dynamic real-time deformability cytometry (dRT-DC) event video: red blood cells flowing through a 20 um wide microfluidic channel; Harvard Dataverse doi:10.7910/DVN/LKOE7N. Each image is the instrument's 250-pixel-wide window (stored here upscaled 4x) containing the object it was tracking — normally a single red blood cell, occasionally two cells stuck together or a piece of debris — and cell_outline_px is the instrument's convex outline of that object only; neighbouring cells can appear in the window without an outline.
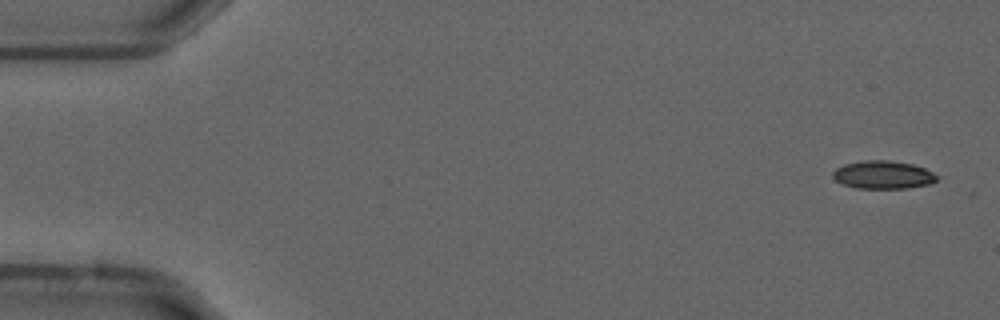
{"species": "common noctule bat (a hibernating species)", "species_latin": "Nyctalus noctula", "temperature_condition": "cold", "stored_images_in_passage": 54, "camera_frame_rate_fps": 3000, "um_per_image_px": 0.085, "animal": {"sex": "male", "forearm_length_mm": 52.5}, "frame": {"image": 1, "passage_image": 2, "time_ms": 0.333, "image_size_px": [1000, 320], "cell_outline_px": [[936, 180], [932, 184], [908, 188], [856, 188], [844, 184], [836, 180], [832, 176], [832, 172], [836, 168], [844, 164], [864, 160], [888, 160], [912, 164], [924, 168], [932, 172], [936, 176]], "centroid_in_image_um": [75.05, 14.86], "position_along_channel_um": 9.9, "area_um2": 16.94}}
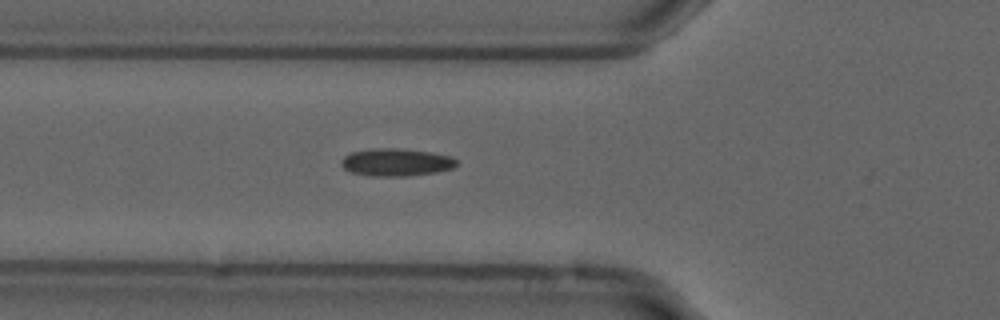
{"frame": {"image": 2, "passage_image": 19, "time_ms": 6.0, "image_size_px": [1000, 320], "cell_outline_px": [[456, 164], [452, 168], [436, 172], [408, 176], [372, 176], [352, 172], [344, 168], [340, 164], [344, 156], [352, 152], [372, 148], [400, 148], [432, 152], [452, 156], [456, 160]], "centroid_in_image_um": [33.68, 13.78], "position_along_channel_um": 92.1, "area_um2": 18.55}}
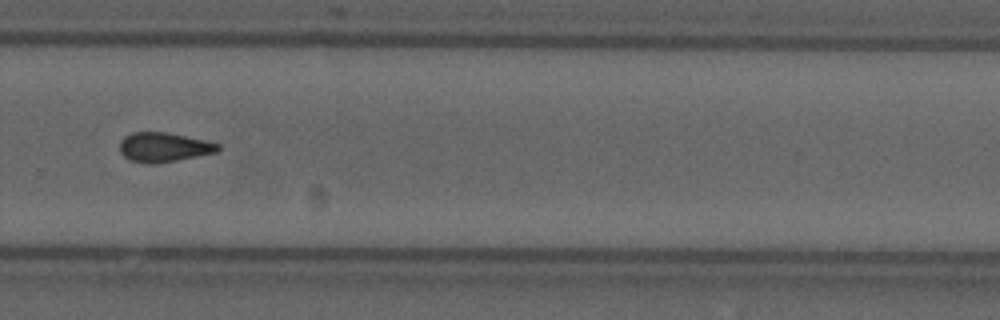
{"frame": {"image": 3, "passage_image": 37, "time_ms": 12.0, "image_size_px": [1000, 320], "cell_outline_px": [[220, 148], [216, 152], [156, 164], [144, 164], [128, 160], [120, 152], [120, 140], [124, 136], [132, 132], [168, 132], [204, 140], [220, 144]], "centroid_in_image_um": [13.87, 12.51], "position_along_channel_um": 315.9, "area_um2": 16.94}, "authors_computed_cell_mechanics": {"area_um2": 16.9643, "velocity_mm_per_s": 3.7267, "shape_relaxation_time_tau1_ms": null, "shape_relaxation_time_tau2_ms": 4.5858, "deformation_change_tau1": null, "deformation_change_tau2": 0.1363}}